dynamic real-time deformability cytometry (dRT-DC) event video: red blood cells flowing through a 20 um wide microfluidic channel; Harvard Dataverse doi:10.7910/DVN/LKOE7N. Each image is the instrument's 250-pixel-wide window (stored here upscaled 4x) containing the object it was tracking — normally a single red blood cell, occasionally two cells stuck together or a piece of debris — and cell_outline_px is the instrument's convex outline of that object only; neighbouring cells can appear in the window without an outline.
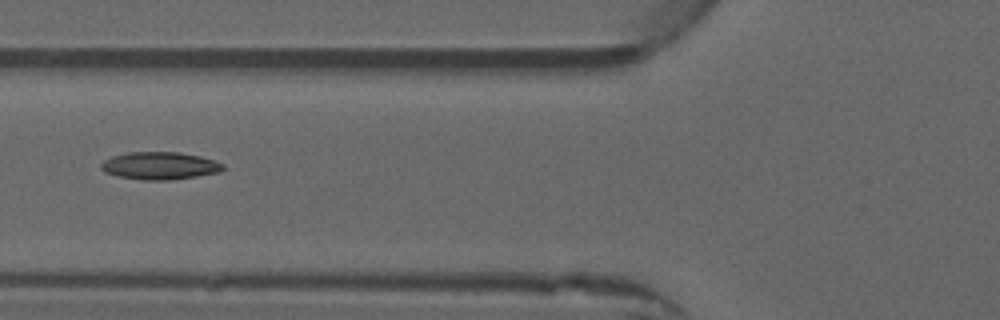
{"species": "common noctule bat (a hibernating species)", "species_latin": "Nyctalus noctula", "temperature_condition": "warm", "stored_images_in_passage": 3, "camera_frame_rate_fps": 3000, "um_per_image_px": 0.085, "animal": {"sex": "male", "forearm_length_mm": 52.5}, "frame": {"image": 1, "passage_image": 3, "time_ms": 0.667, "image_size_px": [1000, 320], "cell_outline_px": [[224, 168], [220, 172], [172, 180], [144, 180], [116, 176], [104, 172], [100, 168], [100, 164], [104, 160], [112, 156], [128, 152], [180, 152], [200, 156], [224, 164]], "centroid_in_image_um": [13.55, 14.09], "position_along_channel_um": 112.2, "area_um2": 19.65}}